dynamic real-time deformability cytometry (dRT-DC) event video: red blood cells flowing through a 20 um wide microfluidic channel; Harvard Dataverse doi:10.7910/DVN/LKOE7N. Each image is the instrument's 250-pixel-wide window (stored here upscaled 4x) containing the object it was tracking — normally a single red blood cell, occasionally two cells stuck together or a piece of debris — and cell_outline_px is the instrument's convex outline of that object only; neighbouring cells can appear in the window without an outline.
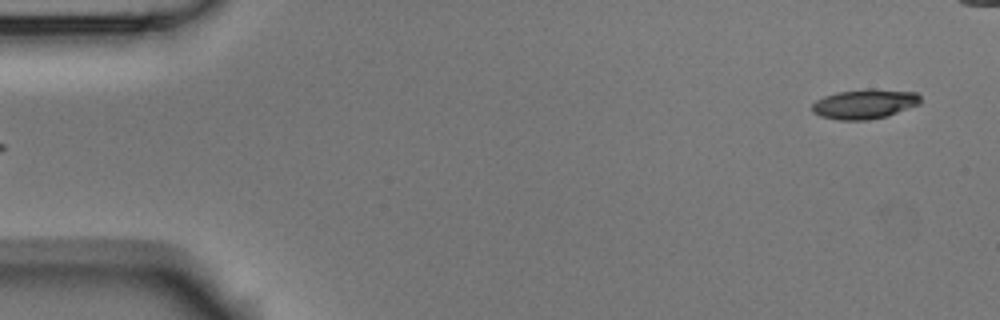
{"species": "Egyptian fruit bat (a non-hibernating species)", "species_latin": "Rousettus aegyptiacus", "temperature_condition": "room temperature", "stored_images_in_passage": 6, "segment_of_instrument_passage": [2, 2], "camera_frame_rate_fps": 3000, "um_per_image_px": 0.085, "animal": {"sex": "male"}, "frame": {"image": 1, "passage_image": 6, "time_ms": 1.667, "image_size_px": [1000, 320], "cell_outline_px": [[920, 104], [888, 116], [868, 120], [840, 120], [820, 116], [812, 112], [812, 104], [816, 100], [824, 96], [836, 92], [868, 88], [872, 88], [916, 92], [920, 96]], "centroid_in_image_um": [73.49, 8.83], "position_along_channel_um": 11.5, "area_um2": 18.96}}